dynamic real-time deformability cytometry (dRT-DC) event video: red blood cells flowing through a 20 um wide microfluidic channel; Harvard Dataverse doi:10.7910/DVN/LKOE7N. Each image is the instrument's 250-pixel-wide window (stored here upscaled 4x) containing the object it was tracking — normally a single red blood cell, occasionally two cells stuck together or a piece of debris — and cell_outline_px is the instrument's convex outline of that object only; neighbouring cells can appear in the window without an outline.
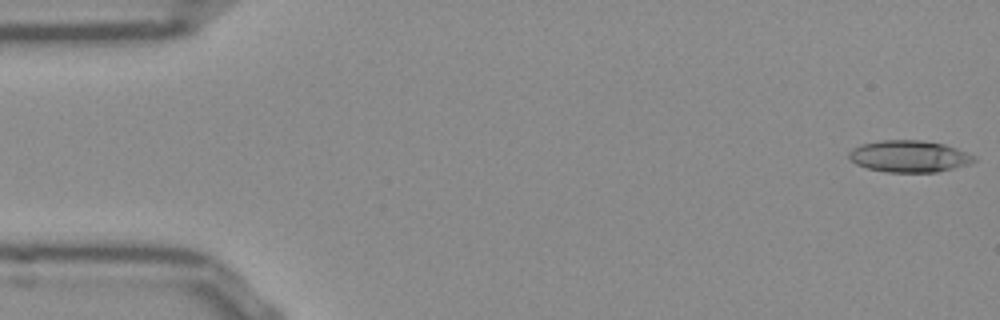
{"species": "Egyptian fruit bat (a non-hibernating species)", "species_latin": "Rousettus aegyptiacus", "temperature_condition": "room temperature", "stored_images_in_passage": 52, "camera_frame_rate_fps": 3000, "um_per_image_px": 0.085, "frame": {"image": 1, "passage_image": 1, "time_ms": 0.0, "image_size_px": [1000, 320], "cell_outline_px": [[976, 160], [972, 164], [936, 172], [884, 172], [868, 168], [856, 164], [848, 156], [848, 152], [852, 148], [860, 144], [880, 140], [920, 140], [944, 144], [956, 148], [976, 156]], "centroid_in_image_um": [77.29, 13.28], "position_along_channel_um": 7.7, "area_um2": 23.29}}
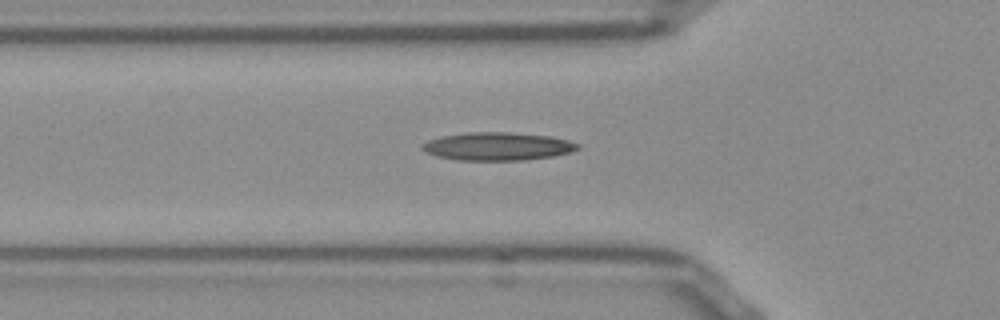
{"frame": {"image": 2, "passage_image": 17, "time_ms": 5.333, "image_size_px": [1000, 320], "cell_outline_px": [[580, 148], [572, 152], [552, 156], [520, 160], [460, 160], [440, 156], [428, 152], [420, 148], [420, 144], [428, 140], [440, 136], [468, 132], [508, 132], [548, 136], [568, 140], [580, 144]], "centroid_in_image_um": [42.3, 12.43], "position_along_channel_um": 83.5, "area_um2": 25.26}}
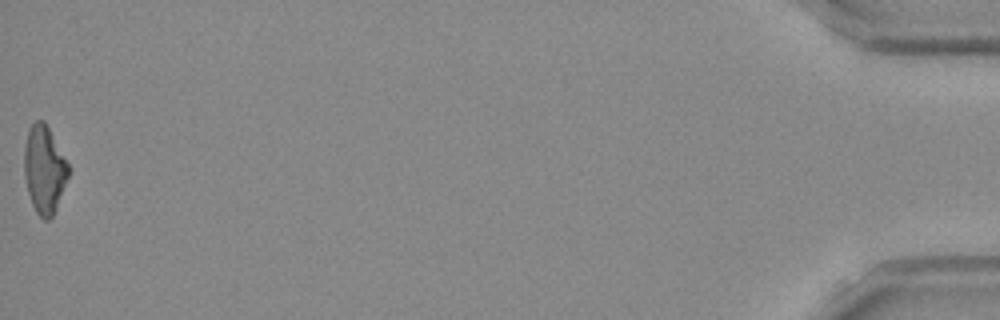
{"frame": {"image": 3, "passage_image": 52, "time_ms": 17.0, "image_size_px": [1000, 320], "cell_outline_px": [[68, 176], [56, 208], [52, 216], [48, 220], [44, 220], [36, 212], [32, 204], [28, 192], [24, 176], [24, 144], [28, 128], [36, 120], [44, 120], [68, 164]], "centroid_in_image_um": [3.73, 14.39], "position_along_channel_um": 431.5, "area_um2": 22.31}, "authors_computed_cell_mechanics": {"area_um2": 23.2067, "velocity_mm_per_s": 3.8728, "shape_relaxation_time_tau1_ms": null, "shape_relaxation_time_tau2_ms": 5.1139, "deformation_change_tau1": null, "deformation_change_tau2": 0.1685}}